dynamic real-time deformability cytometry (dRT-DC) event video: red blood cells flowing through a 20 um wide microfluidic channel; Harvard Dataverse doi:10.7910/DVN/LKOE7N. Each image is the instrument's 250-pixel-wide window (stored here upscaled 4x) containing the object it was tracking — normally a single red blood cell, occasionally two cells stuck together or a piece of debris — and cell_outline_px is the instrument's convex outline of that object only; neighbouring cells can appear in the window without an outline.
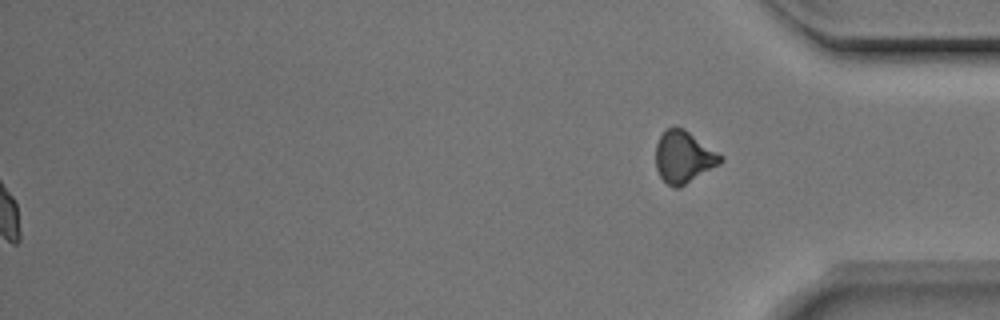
{"species": "Egyptian fruit bat (a non-hibernating species)", "species_latin": "Rousettus aegyptiacus", "temperature_condition": "room temperature", "stored_images_in_passage": 42, "segment_of_instrument_passage": [2, 2], "camera_frame_rate_fps": 3000, "um_per_image_px": 0.085, "animal": {"sex": "male"}, "frame": {"image": 1, "passage_image": 42, "time_ms": 13.667, "image_size_px": [1000, 320], "cell_outline_px": [[724, 160], [720, 164], [680, 188], [676, 188], [668, 184], [660, 176], [656, 168], [656, 144], [664, 128], [684, 128], [724, 156]], "centroid_in_image_um": [58.13, 13.35], "position_along_channel_um": 377.1, "area_um2": 19.71}}